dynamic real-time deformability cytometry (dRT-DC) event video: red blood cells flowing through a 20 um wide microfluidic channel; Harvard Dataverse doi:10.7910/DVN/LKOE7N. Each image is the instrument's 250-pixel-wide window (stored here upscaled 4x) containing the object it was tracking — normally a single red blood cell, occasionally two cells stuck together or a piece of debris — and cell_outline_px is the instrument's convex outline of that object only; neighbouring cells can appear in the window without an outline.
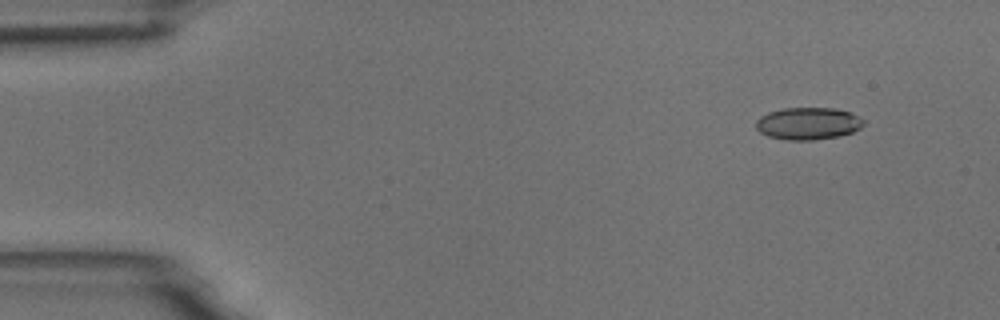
{"species": "common noctule bat (a hibernating species)", "species_latin": "Nyctalus noctula", "temperature_condition": "room temperature", "stored_images_in_passage": 4, "camera_frame_rate_fps": 3000, "um_per_image_px": 0.085, "animal": {"sex": "male", "body_mass_g": 18.8}, "frame": {"image": 1, "passage_image": 1, "time_ms": 0.0, "image_size_px": [1000, 320], "cell_outline_px": [[864, 124], [860, 128], [852, 132], [836, 136], [812, 140], [788, 140], [768, 136], [760, 132], [756, 128], [756, 120], [760, 116], [768, 112], [784, 108], [832, 108], [848, 112], [864, 120]], "centroid_in_image_um": [68.64, 10.49], "position_along_channel_um": 16.4, "area_um2": 20.0}}
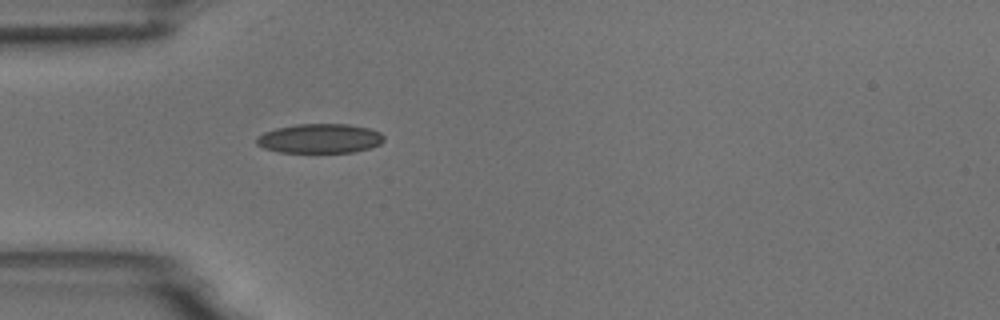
{"frame": {"image": 2, "passage_image": 4, "time_ms": 3.667, "image_size_px": [1000, 320], "cell_outline_px": [[384, 140], [380, 144], [372, 148], [352, 152], [280, 152], [264, 148], [256, 144], [256, 136], [264, 132], [276, 128], [296, 124], [348, 124], [368, 128], [380, 132], [384, 136]], "centroid_in_image_um": [27.18, 11.77], "position_along_channel_um": 57.8, "area_um2": 21.91}}